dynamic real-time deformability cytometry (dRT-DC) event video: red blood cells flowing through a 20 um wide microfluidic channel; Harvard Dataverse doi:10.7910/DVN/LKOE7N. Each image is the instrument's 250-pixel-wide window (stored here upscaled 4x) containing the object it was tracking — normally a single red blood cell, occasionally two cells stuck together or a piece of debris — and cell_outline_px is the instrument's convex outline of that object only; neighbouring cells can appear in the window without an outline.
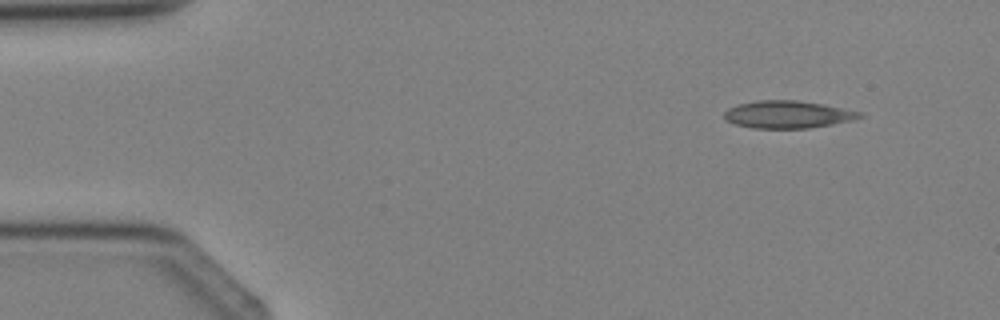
{"species": "Egyptian fruit bat (a non-hibernating species)", "species_latin": "Rousettus aegyptiacus", "temperature_condition": "cold", "stored_images_in_passage": 3, "camera_frame_rate_fps": 3000, "um_per_image_px": 0.085, "animal": {"sex": "female"}, "frame": {"image": 1, "passage_image": 1, "time_ms": 0.0, "image_size_px": [1000, 320], "cell_outline_px": [[864, 116], [852, 120], [832, 124], [808, 128], [752, 128], [736, 124], [724, 120], [724, 112], [728, 108], [740, 104], [756, 100], [796, 100], [824, 104], [860, 112]], "centroid_in_image_um": [66.93, 9.73], "position_along_channel_um": 18.1, "area_um2": 21.56}}